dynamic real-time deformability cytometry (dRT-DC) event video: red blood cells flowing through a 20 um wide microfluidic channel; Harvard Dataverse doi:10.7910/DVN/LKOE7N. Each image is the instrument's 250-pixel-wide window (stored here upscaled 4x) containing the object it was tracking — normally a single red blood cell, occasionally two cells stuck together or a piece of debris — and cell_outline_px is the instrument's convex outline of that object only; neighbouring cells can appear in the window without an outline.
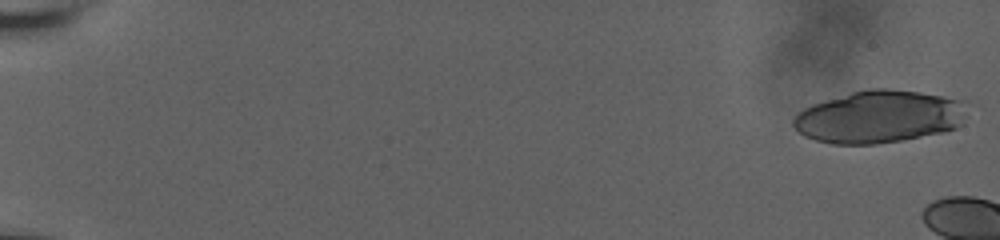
{"species": "human", "species_latin": "Homo sapiens", "temperature_condition": "room temperature", "stored_images_in_passage": 10, "camera_frame_rate_fps": 3000, "um_per_image_px": 0.085, "donor": {"sex": "male"}, "frame": {"image": 1, "passage_image": 1, "time_ms": 0.0, "image_size_px": [1000, 240], "cell_outline_px": [[968, 100], [960, 124], [956, 128], [944, 132], [900, 140], [876, 144], [832, 144], [816, 140], [804, 136], [792, 124], [792, 120], [804, 108], [812, 104], [852, 92], [872, 88], [888, 88], [920, 92]], "centroid_in_image_um": [74.74, 9.91], "position_along_channel_um": 10.3, "area_um2": 53.06}}